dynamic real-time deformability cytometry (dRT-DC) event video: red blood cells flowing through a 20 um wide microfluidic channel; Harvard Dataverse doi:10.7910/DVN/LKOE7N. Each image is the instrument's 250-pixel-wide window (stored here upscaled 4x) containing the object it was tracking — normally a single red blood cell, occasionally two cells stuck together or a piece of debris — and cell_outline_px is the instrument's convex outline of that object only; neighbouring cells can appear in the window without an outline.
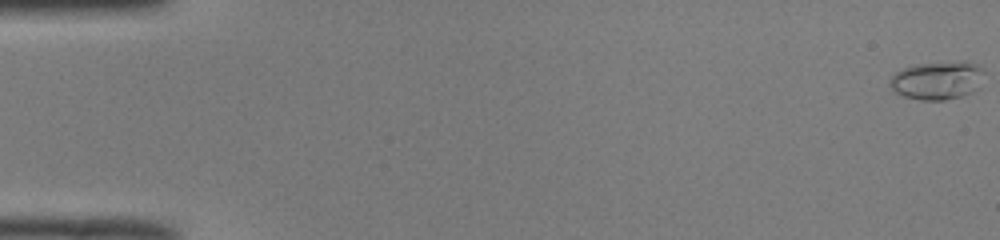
{"species": "common noctule bat (a hibernating species)", "species_latin": "Nyctalus noctula", "temperature_condition": "room temperature", "stored_images_in_passage": 52, "camera_frame_rate_fps": 3000, "um_per_image_px": 0.085, "animal": {"sex": "male", "body_mass_g": 19.0, "forearm_length_mm": 50.8}, "frame": {"image": 1, "passage_image": 1, "time_ms": 0.0, "image_size_px": [1000, 240], "cell_outline_px": [[984, 72], [980, 88], [972, 92], [960, 96], [944, 100], [920, 100], [904, 96], [896, 92], [888, 84], [888, 80], [900, 68], [916, 64], [964, 60], [980, 64], [984, 68]], "centroid_in_image_um": [79.71, 6.8], "position_along_channel_um": 5.3, "area_um2": 21.56}}
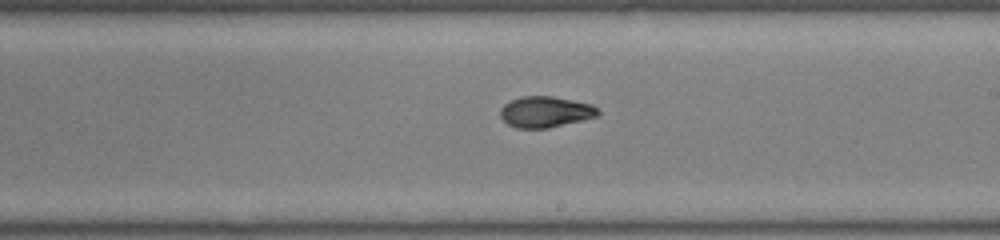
{"frame": {"image": 2, "passage_image": 31, "time_ms": 10.0, "image_size_px": [1000, 240], "cell_outline_px": [[600, 116], [584, 120], [548, 128], [516, 128], [508, 124], [500, 116], [500, 108], [504, 104], [512, 100], [524, 96], [552, 96], [592, 104], [600, 112]], "centroid_in_image_um": [46.38, 9.51], "position_along_channel_um": 242.6, "area_um2": 17.69}}
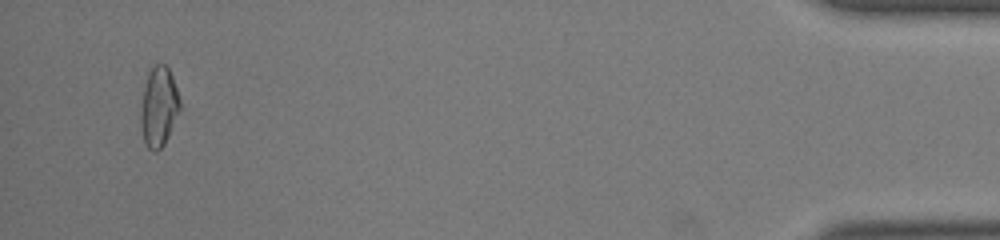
{"frame": {"image": 3, "passage_image": 50, "time_ms": 16.333, "image_size_px": [1000, 240], "cell_outline_px": [[180, 108], [168, 136], [164, 144], [156, 152], [148, 148], [144, 140], [140, 120], [140, 112], [144, 88], [148, 72], [156, 64], [164, 64], [168, 68], [172, 76], [180, 100]], "centroid_in_image_um": [13.49, 9.07], "position_along_channel_um": 421.7, "area_um2": 17.86}, "authors_computed_cell_mechanics": {"area_um2": 17.918, "velocity_mm_per_s": 4.0271, "shape_relaxation_time_tau1_ms": null, "shape_relaxation_time_tau2_ms": 2.2241, "deformation_change_tau1": null, "deformation_change_tau2": 0.0695}}